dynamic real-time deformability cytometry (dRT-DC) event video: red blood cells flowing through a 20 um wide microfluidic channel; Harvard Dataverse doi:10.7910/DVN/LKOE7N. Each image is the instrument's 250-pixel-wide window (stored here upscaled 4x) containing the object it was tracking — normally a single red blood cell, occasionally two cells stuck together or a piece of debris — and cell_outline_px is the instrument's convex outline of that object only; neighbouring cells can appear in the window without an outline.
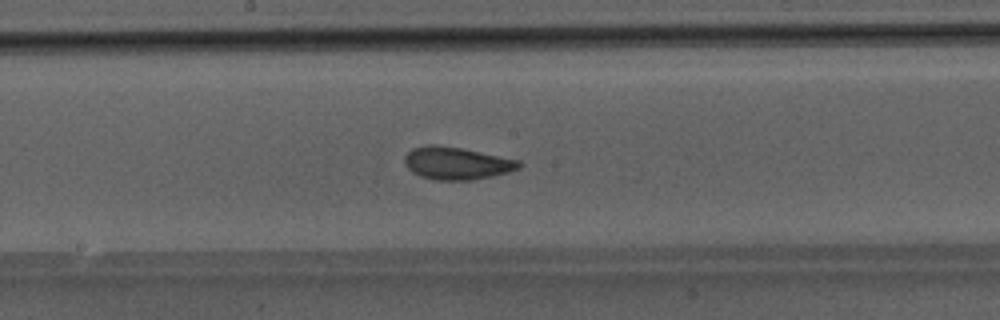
{"species": "Egyptian fruit bat (a non-hibernating species)", "species_latin": "Rousettus aegyptiacus", "temperature_condition": "room temperature", "stored_images_in_passage": 50, "camera_frame_rate_fps": 3000, "um_per_image_px": 0.085, "animal": {"sex": "male"}, "frame": {"image": 1, "passage_image": 27, "time_ms": 8.667, "image_size_px": [1000, 320], "cell_outline_px": [[524, 164], [520, 168], [508, 172], [492, 176], [472, 180], [436, 180], [420, 176], [412, 172], [404, 164], [404, 156], [412, 148], [428, 144], [436, 144], [460, 148], [520, 160]], "centroid_in_image_um": [38.81, 13.87], "position_along_channel_um": 209.4, "area_um2": 21.79}}
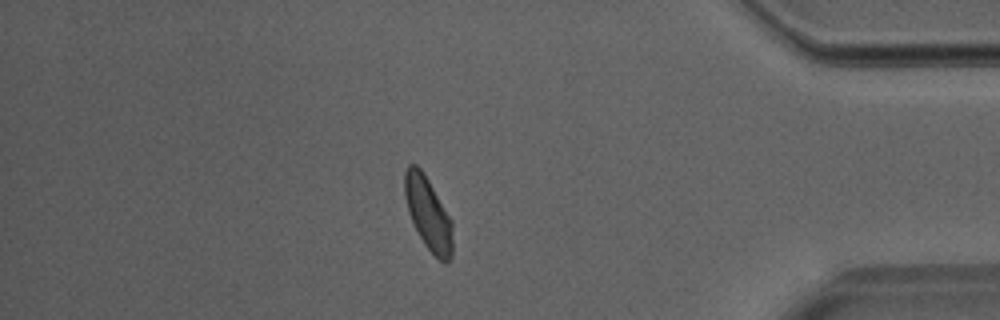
{"frame": {"image": 2, "passage_image": 43, "time_ms": 14.0, "image_size_px": [1000, 320], "cell_outline_px": [[452, 256], [448, 264], [444, 264], [424, 244], [408, 212], [404, 196], [404, 172], [408, 164], [416, 164], [420, 168], [428, 180], [452, 220]], "centroid_in_image_um": [36.39, 18.15], "position_along_channel_um": 398.8, "area_um2": 20.23}}
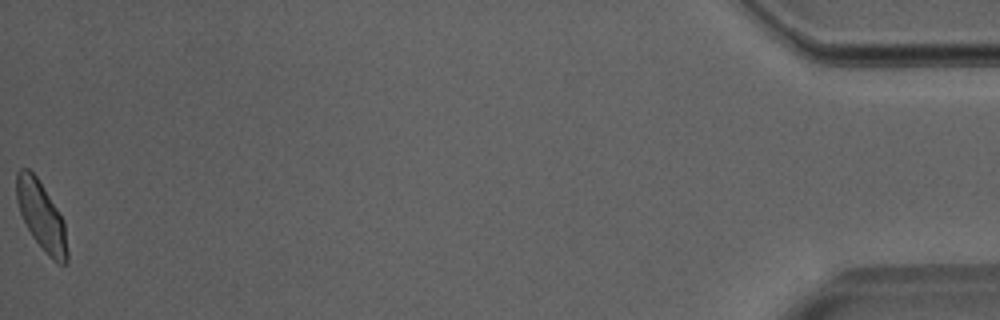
{"frame": {"image": 3, "passage_image": 50, "time_ms": 16.333, "image_size_px": [1000, 320], "cell_outline_px": [[68, 260], [64, 264], [60, 264], [52, 260], [48, 256], [32, 236], [20, 212], [16, 200], [16, 172], [20, 168], [28, 168], [36, 176], [44, 188], [64, 220], [68, 252]], "centroid_in_image_um": [3.52, 18.36], "position_along_channel_um": 431.7, "area_um2": 20.23}}